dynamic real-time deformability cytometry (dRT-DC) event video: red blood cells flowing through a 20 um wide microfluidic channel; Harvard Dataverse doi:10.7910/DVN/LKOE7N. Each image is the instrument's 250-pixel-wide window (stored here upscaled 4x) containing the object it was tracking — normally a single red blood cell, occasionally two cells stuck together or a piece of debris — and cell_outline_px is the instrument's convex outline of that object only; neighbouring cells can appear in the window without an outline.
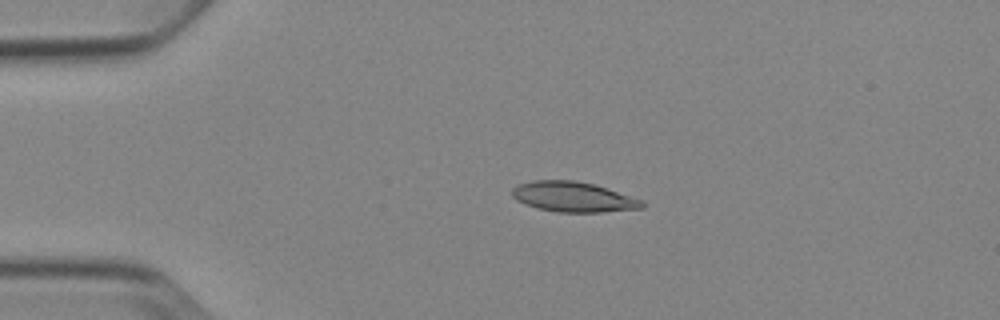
{"species": "Egyptian fruit bat (a non-hibernating species)", "species_latin": "Rousettus aegyptiacus", "temperature_condition": "cold", "stored_images_in_passage": 4, "camera_frame_rate_fps": 3000, "um_per_image_px": 0.085, "animal": {"sex": "female"}, "frame": {"image": 1, "passage_image": 4, "time_ms": 3.333, "image_size_px": [1000, 320], "cell_outline_px": [[644, 208], [600, 212], [556, 212], [536, 208], [524, 204], [516, 200], [512, 196], [512, 188], [520, 184], [532, 180], [576, 180], [596, 184], [644, 200]], "centroid_in_image_um": [48.74, 16.73], "position_along_channel_um": 36.3, "area_um2": 23.12}}